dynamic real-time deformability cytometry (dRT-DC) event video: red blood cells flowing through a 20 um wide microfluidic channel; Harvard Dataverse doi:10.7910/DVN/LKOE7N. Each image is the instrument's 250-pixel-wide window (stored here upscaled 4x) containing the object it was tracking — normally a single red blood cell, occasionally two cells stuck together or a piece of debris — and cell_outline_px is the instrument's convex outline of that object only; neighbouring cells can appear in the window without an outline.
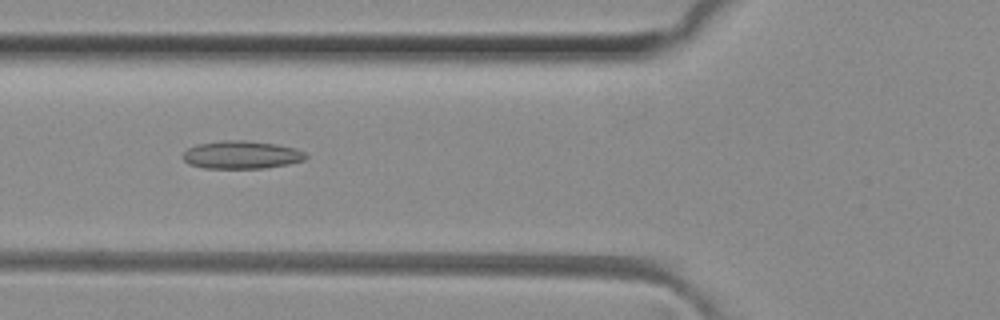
{"species": "common noctule bat (a hibernating species)", "species_latin": "Nyctalus noctula", "temperature_condition": "room temperature", "stored_images_in_passage": 49, "camera_frame_rate_fps": 3000, "um_per_image_px": 0.085, "animal": {"sex": "female", "body_mass_g": 29.2, "forearm_length_mm": 56.3}, "frame": {"image": 1, "passage_image": 18, "time_ms": 5.667, "image_size_px": [1000, 320], "cell_outline_px": [[308, 156], [304, 160], [288, 164], [264, 168], [204, 168], [188, 164], [184, 160], [184, 152], [188, 148], [196, 144], [224, 140], [244, 140], [276, 144], [296, 148], [304, 152]], "centroid_in_image_um": [20.53, 13.16], "position_along_channel_um": 105.3, "area_um2": 20.0}}
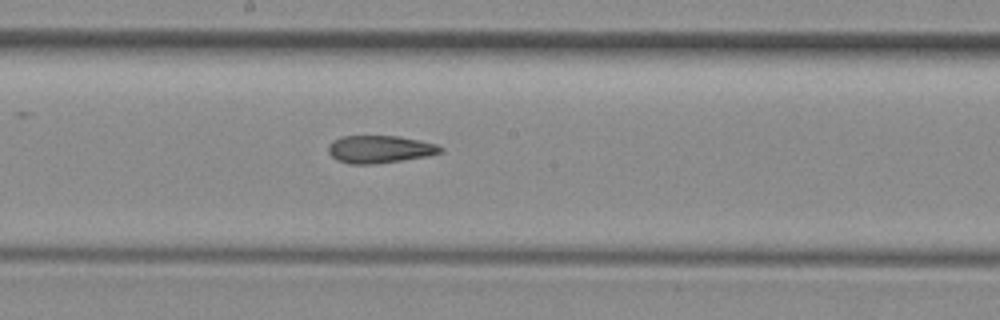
{"frame": {"image": 2, "passage_image": 26, "time_ms": 8.333, "image_size_px": [1000, 320], "cell_outline_px": [[444, 152], [428, 156], [376, 164], [348, 164], [336, 160], [328, 152], [328, 144], [332, 140], [340, 136], [400, 136], [420, 140], [436, 144], [444, 148]], "centroid_in_image_um": [32.27, 12.68], "position_along_channel_um": 215.9, "area_um2": 18.32}}
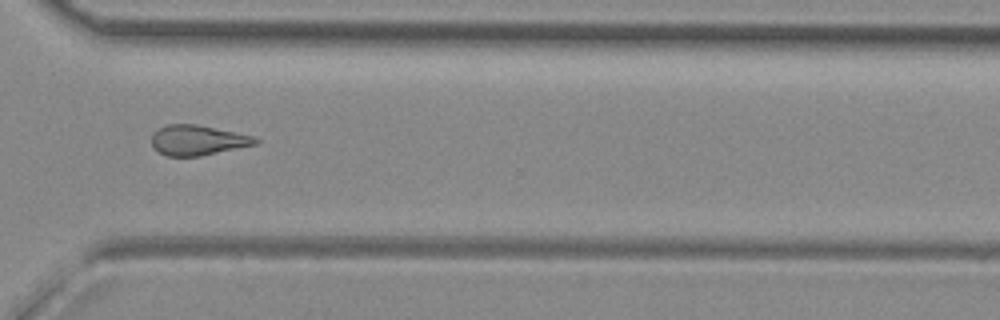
{"frame": {"image": 3, "passage_image": 36, "time_ms": 11.667, "image_size_px": [1000, 320], "cell_outline_px": [[260, 140], [256, 144], [200, 156], [168, 156], [160, 152], [152, 144], [152, 136], [160, 128], [168, 124], [196, 124], [256, 136]], "centroid_in_image_um": [16.85, 11.91], "position_along_channel_um": 353.7, "area_um2": 17.98}, "authors_computed_cell_mechanics": {"area_um2": 18.8428, "velocity_mm_per_s": 4.1388, "shape_relaxation_time_tau1_ms": null, "shape_relaxation_time_tau2_ms": 4.6841, "deformation_change_tau1": null, "deformation_change_tau2": 0.1511}}